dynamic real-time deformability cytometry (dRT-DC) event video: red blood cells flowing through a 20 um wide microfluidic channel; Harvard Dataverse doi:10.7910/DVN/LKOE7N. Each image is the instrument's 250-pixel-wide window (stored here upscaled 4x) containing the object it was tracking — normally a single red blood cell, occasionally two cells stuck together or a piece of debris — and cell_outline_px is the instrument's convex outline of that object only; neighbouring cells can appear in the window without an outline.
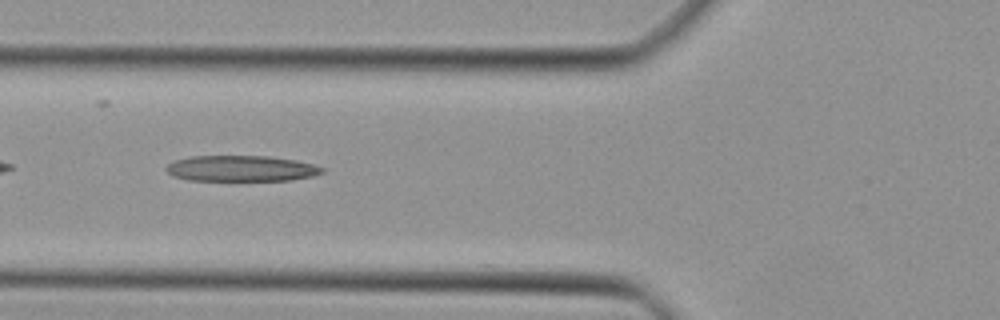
{"species": "Egyptian fruit bat (a non-hibernating species)", "species_latin": "Rousettus aegyptiacus", "temperature_condition": "cold", "stored_images_in_passage": 40, "camera_frame_rate_fps": 3000, "um_per_image_px": 0.085, "animal": {"sex": "female"}, "frame": {"image": 1, "passage_image": 16, "time_ms": 5.0, "image_size_px": [1000, 320], "cell_outline_px": [[324, 172], [312, 176], [292, 180], [188, 180], [172, 176], [164, 168], [172, 160], [188, 156], [268, 156], [296, 160], [312, 164], [324, 168]], "centroid_in_image_um": [20.46, 14.31], "position_along_channel_um": 105.3, "area_um2": 23.58}}
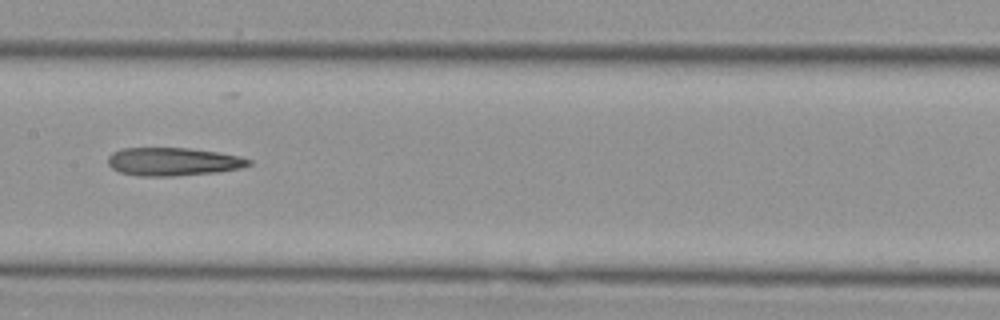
{"frame": {"image": 2, "passage_image": 22, "time_ms": 7.0, "image_size_px": [1000, 320], "cell_outline_px": [[252, 164], [240, 168], [216, 172], [172, 176], [136, 176], [120, 172], [112, 168], [108, 164], [108, 156], [112, 152], [120, 148], [192, 148], [240, 156], [252, 160]], "centroid_in_image_um": [14.69, 13.73], "position_along_channel_um": 192.7, "area_um2": 23.18}}
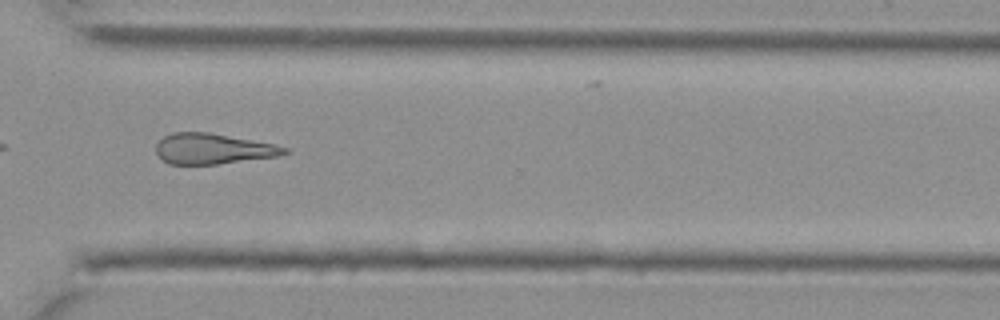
{"frame": {"image": 3, "passage_image": 33, "time_ms": 10.667, "image_size_px": [1000, 320], "cell_outline_px": [[288, 152], [276, 156], [216, 164], [168, 164], [156, 152], [156, 144], [164, 136], [172, 132], [208, 132], [276, 144], [288, 148]], "centroid_in_image_um": [18.09, 12.63], "position_along_channel_um": 352.5, "area_um2": 22.66}}